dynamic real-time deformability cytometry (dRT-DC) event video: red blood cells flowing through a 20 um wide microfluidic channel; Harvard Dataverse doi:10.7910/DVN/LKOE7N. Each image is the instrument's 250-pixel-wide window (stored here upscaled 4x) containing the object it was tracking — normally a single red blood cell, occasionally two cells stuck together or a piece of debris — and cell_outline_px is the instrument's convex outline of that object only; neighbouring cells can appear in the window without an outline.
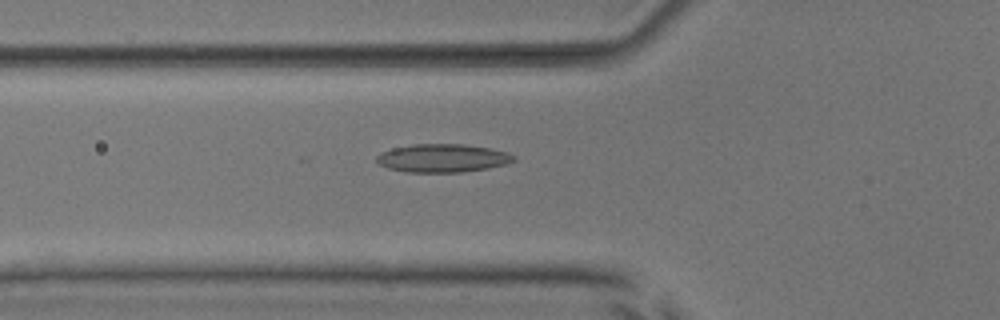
{"species": "common noctule bat (a hibernating species)", "species_latin": "Nyctalus noctula", "temperature_condition": "room temperature", "stored_images_in_passage": 36, "camera_frame_rate_fps": 3000, "um_per_image_px": 0.085, "animal": {"sex": "male", "body_mass_g": 17.9, "forearm_length_mm": 54.2}, "frame": {"image": 1, "passage_image": 5, "time_ms": 1.333, "image_size_px": [1000, 320], "cell_outline_px": [[516, 160], [508, 164], [488, 168], [460, 172], [404, 172], [388, 168], [380, 164], [376, 160], [376, 156], [392, 148], [412, 144], [464, 144], [488, 148], [508, 152], [516, 156]], "centroid_in_image_um": [37.65, 13.44], "position_along_channel_um": 88.1, "area_um2": 22.6}}
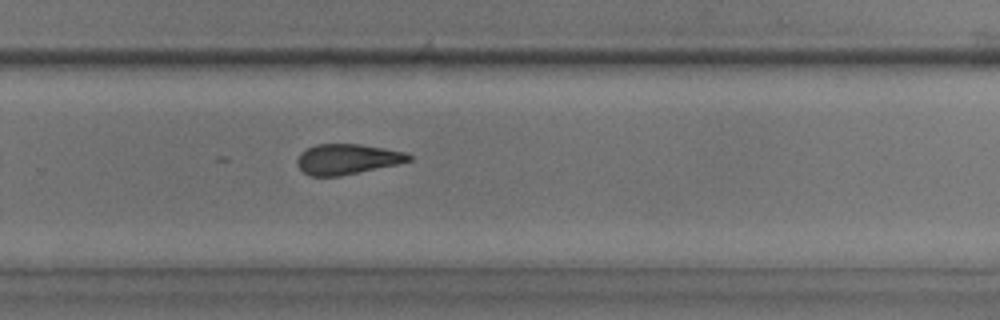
{"frame": {"image": 2, "passage_image": 21, "time_ms": 6.667, "image_size_px": [1000, 320], "cell_outline_px": [[412, 160], [396, 164], [340, 176], [312, 176], [304, 172], [296, 164], [296, 160], [300, 152], [316, 144], [360, 144], [384, 148], [404, 152], [412, 156]], "centroid_in_image_um": [29.48, 13.52], "position_along_channel_um": 300.3, "area_um2": 19.59}}
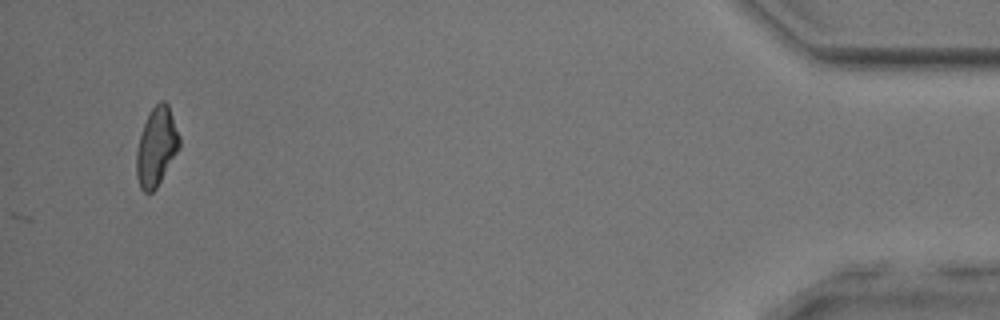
{"frame": {"image": 3, "passage_image": 36, "time_ms": 11.667, "image_size_px": [1000, 320], "cell_outline_px": [[180, 148], [156, 188], [152, 192], [144, 192], [140, 188], [136, 176], [136, 152], [140, 136], [144, 124], [152, 108], [160, 100], [164, 100], [168, 104], [180, 136]], "centroid_in_image_um": [13.3, 12.48], "position_along_channel_um": 421.9, "area_um2": 19.59}, "authors_computed_cell_mechanics": {"area_um2": 20.23, "velocity_mm_per_s": 3.9825, "shape_relaxation_time_tau1_ms": 10.2, "shape_relaxation_time_tau2_ms": 2.4232, "deformation_change_tau1": 0.1966, "deformation_change_tau2": 0.1066}}